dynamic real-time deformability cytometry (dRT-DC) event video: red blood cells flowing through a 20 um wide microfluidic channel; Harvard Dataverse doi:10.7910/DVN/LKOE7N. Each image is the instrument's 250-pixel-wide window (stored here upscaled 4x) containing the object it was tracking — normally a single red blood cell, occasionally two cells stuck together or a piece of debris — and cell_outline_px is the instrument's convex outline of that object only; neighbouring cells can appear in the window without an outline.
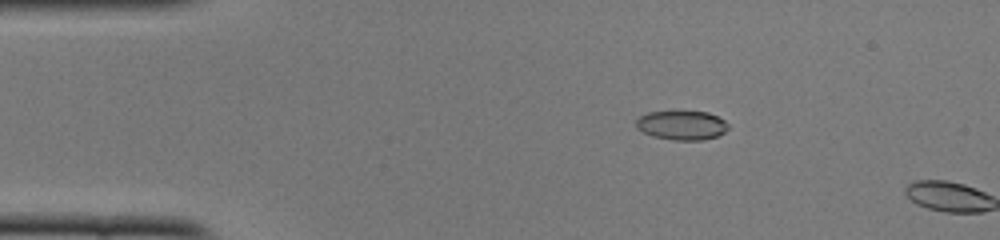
{"species": "common noctule bat (a hibernating species)", "species_latin": "Nyctalus noctula", "temperature_condition": "cold", "stored_images_in_passage": 10, "camera_frame_rate_fps": 3000, "um_per_image_px": 0.085, "animal": {"sex": "female", "body_mass_g": 22.0, "forearm_length_mm": 56.7}, "frame": {"image": 1, "passage_image": 9, "time_ms": 2.667, "image_size_px": [1000, 240], "cell_outline_px": [[728, 128], [724, 132], [716, 136], [704, 140], [672, 140], [652, 136], [636, 128], [636, 120], [640, 116], [648, 112], [708, 112], [724, 120], [728, 124]], "centroid_in_image_um": [57.94, 10.66], "position_along_channel_um": 27.1, "area_um2": 15.55}}